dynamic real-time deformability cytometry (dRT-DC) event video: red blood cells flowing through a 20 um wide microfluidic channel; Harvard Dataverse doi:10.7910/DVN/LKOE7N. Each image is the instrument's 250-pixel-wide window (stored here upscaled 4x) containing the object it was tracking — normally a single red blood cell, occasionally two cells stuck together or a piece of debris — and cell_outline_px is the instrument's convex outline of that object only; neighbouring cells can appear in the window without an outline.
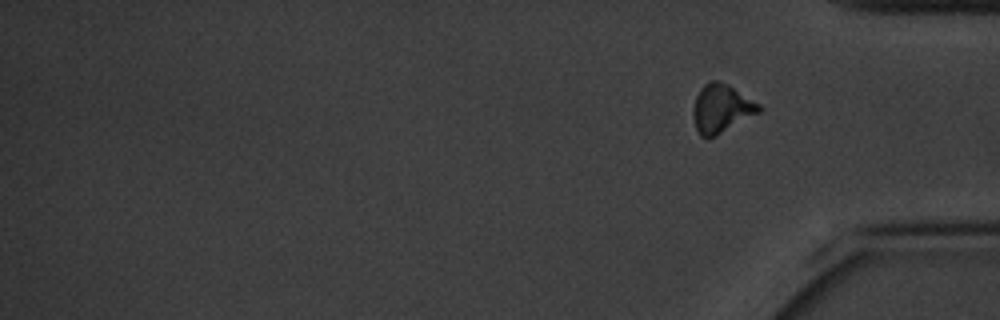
{"species": "common noctule bat (a hibernating species)", "species_latin": "Nyctalus noctula", "temperature_condition": "cold", "stored_images_in_passage": 16, "camera_frame_rate_fps": 3000, "um_per_image_px": 0.085, "animal": {"sex": "male", "body_mass_g": 20.1, "forearm_length_mm": 53.5}, "frame": {"image": 1, "passage_image": 16, "time_ms": 19.0, "image_size_px": [1000, 320], "cell_outline_px": [[764, 108], [760, 112], [716, 136], [708, 140], [700, 136], [696, 128], [692, 116], [692, 108], [696, 96], [700, 88], [708, 80], [720, 80], [728, 84], [760, 104]], "centroid_in_image_um": [61.3, 9.23], "position_along_channel_um": 373.9, "area_um2": 18.96}, "authors_computed_cell_mechanics": {"area_um2": 19.3919, "velocity_mm_per_s": 3.2745, "shape_relaxation_time_tau1_ms": 2.5229, "shape_relaxation_time_tau2_ms": 7.4632, "deformation_change_tau1": 0.0917, "deformation_change_tau2": 0.1062}}